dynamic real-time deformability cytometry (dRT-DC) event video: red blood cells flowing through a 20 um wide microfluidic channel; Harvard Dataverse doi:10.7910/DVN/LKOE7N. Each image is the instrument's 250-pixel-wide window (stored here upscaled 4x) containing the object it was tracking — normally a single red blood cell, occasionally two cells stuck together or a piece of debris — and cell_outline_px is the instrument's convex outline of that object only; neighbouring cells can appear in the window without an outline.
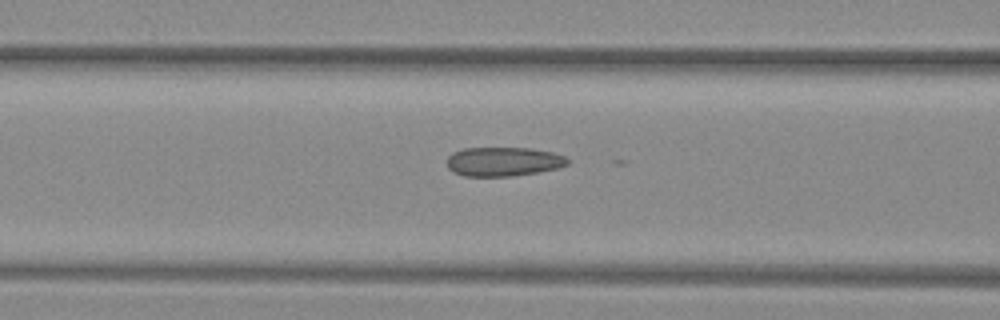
{"species": "common noctule bat (a hibernating species)", "species_latin": "Nyctalus noctula", "temperature_condition": "warm", "stored_images_in_passage": 35, "camera_frame_rate_fps": 3000, "um_per_image_px": 0.085, "animal": {"sex": "female", "body_mass_g": 29.2, "forearm_length_mm": 56.3}, "frame": {"image": 1, "passage_image": 23, "time_ms": 7.333, "image_size_px": [1000, 320], "cell_outline_px": [[572, 160], [568, 164], [560, 168], [540, 172], [512, 176], [464, 176], [452, 172], [448, 168], [448, 156], [452, 152], [464, 148], [532, 148], [552, 152], [564, 156]], "centroid_in_image_um": [42.82, 13.74], "position_along_channel_um": 123.8, "area_um2": 20.75}}
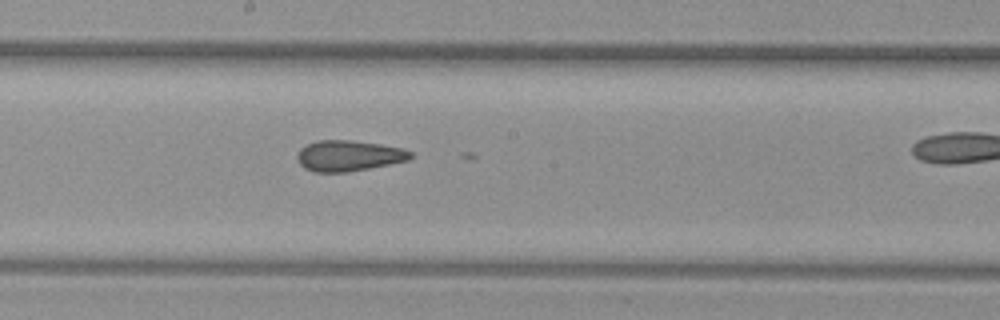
{"frame": {"image": 2, "passage_image": 30, "time_ms": 9.667, "image_size_px": [1000, 320], "cell_outline_px": [[412, 156], [408, 160], [348, 172], [316, 172], [304, 168], [300, 164], [296, 156], [300, 148], [316, 140], [352, 140], [380, 144], [404, 148], [412, 152]], "centroid_in_image_um": [29.62, 13.23], "position_along_channel_um": 218.6, "area_um2": 20.29}}